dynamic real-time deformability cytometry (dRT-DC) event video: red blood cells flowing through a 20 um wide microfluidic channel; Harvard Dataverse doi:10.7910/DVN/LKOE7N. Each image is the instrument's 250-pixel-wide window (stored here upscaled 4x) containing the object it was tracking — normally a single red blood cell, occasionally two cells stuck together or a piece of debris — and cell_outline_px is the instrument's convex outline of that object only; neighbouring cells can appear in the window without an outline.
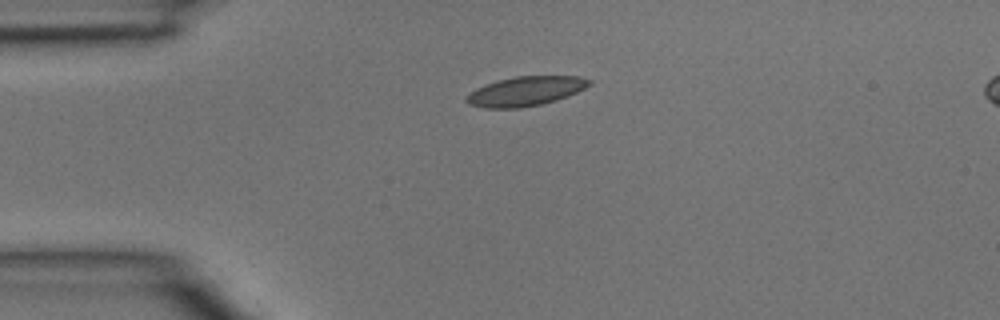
{"species": "common noctule bat (a hibernating species)", "species_latin": "Nyctalus noctula", "temperature_condition": "room temperature", "stored_images_in_passage": 35, "camera_frame_rate_fps": 3000, "um_per_image_px": 0.085, "animal": {"sex": "male", "body_mass_g": 15.6}, "frame": {"image": 1, "passage_image": 1, "time_ms": 0.0, "image_size_px": [1000, 320], "cell_outline_px": [[592, 84], [576, 92], [556, 100], [540, 104], [520, 108], [484, 108], [468, 104], [464, 100], [464, 96], [468, 92], [484, 84], [496, 80], [516, 76], [580, 76], [592, 80]], "centroid_in_image_um": [44.61, 7.75], "position_along_channel_um": 40.4, "area_um2": 21.27}}
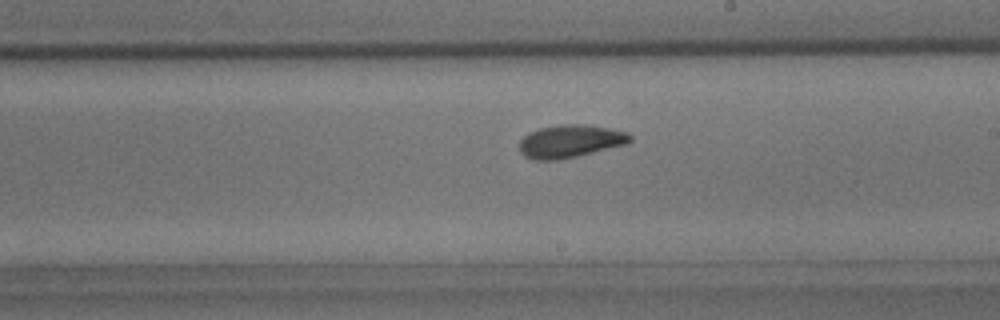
{"frame": {"image": 2, "passage_image": 16, "time_ms": 5.0, "image_size_px": [1000, 320], "cell_outline_px": [[632, 140], [628, 144], [560, 160], [532, 160], [524, 156], [520, 152], [520, 140], [528, 132], [540, 128], [560, 124], [584, 124], [608, 128], [628, 132], [632, 136]], "centroid_in_image_um": [48.47, 12.01], "position_along_channel_um": 240.5, "area_um2": 21.39}}
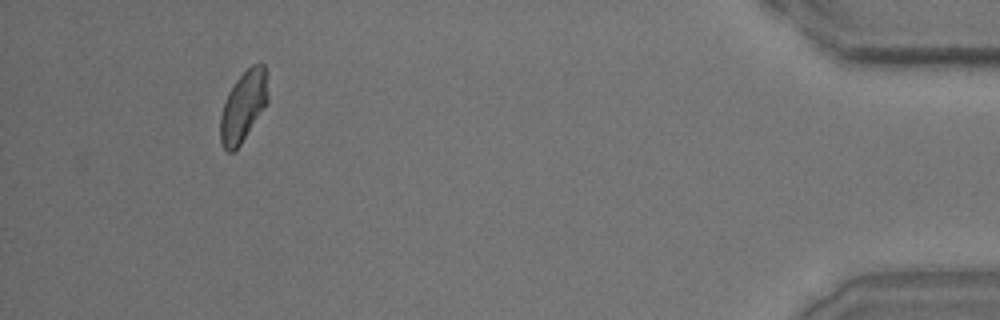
{"frame": {"image": 3, "passage_image": 32, "time_ms": 10.333, "image_size_px": [1000, 320], "cell_outline_px": [[268, 104], [240, 144], [232, 152], [228, 152], [224, 148], [220, 140], [220, 116], [228, 92], [236, 80], [252, 64], [264, 64], [268, 96]], "centroid_in_image_um": [20.68, 9.05], "position_along_channel_um": 414.5, "area_um2": 19.36}}